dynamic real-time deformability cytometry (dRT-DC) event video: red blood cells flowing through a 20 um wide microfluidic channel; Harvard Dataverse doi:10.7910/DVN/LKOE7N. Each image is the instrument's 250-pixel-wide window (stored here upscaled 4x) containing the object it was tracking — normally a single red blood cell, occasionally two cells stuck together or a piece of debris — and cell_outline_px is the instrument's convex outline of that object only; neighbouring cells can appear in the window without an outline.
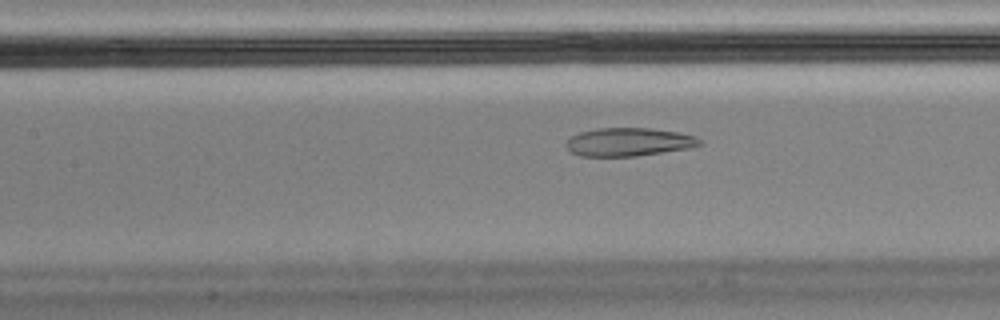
{"species": "Egyptian fruit bat (a non-hibernating species)", "species_latin": "Rousettus aegyptiacus", "temperature_condition": "cold", "stored_images_in_passage": 57, "camera_frame_rate_fps": 3000, "um_per_image_px": 0.085, "animal": {"sex": "male"}, "frame": {"image": 1, "passage_image": 25, "time_ms": 8.0, "image_size_px": [1000, 320], "cell_outline_px": [[704, 144], [688, 148], [636, 156], [580, 156], [572, 152], [564, 144], [572, 136], [580, 132], [600, 128], [652, 128], [680, 132], [696, 136]], "centroid_in_image_um": [53.47, 12.06], "position_along_channel_um": 153.9, "area_um2": 21.96}, "authors_computed_cell_mechanics": {"area_um2": 24.565, "velocity_mm_per_s": 3.4784, "shape_relaxation_time_tau1_ms": null, "shape_relaxation_time_tau2_ms": 1.3835, "deformation_change_tau1": null, "deformation_change_tau2": 0.0592}}